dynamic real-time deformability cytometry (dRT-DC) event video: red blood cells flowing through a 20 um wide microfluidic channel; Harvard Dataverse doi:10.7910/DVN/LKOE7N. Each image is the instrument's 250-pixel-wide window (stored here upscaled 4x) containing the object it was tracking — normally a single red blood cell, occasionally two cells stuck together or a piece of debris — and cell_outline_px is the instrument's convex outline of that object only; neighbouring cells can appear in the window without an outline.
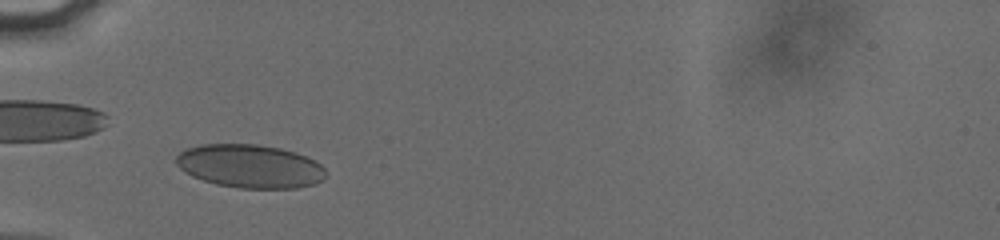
{"species": "human", "species_latin": "Homo sapiens", "temperature_condition": "cold", "stored_images_in_passage": 38, "camera_frame_rate_fps": 3000, "um_per_image_px": 0.085, "donor": {"sex": "male"}, "frame": {"image": 1, "passage_image": 6, "time_ms": 1.667, "image_size_px": [1000, 240], "cell_outline_px": [[328, 176], [324, 180], [312, 184], [296, 188], [240, 188], [216, 184], [192, 176], [180, 168], [176, 164], [176, 156], [180, 152], [188, 148], [200, 144], [256, 144], [280, 148], [296, 152], [308, 156], [316, 160], [328, 172]], "centroid_in_image_um": [21.3, 14.12], "position_along_channel_um": 63.7, "area_um2": 38.09}}
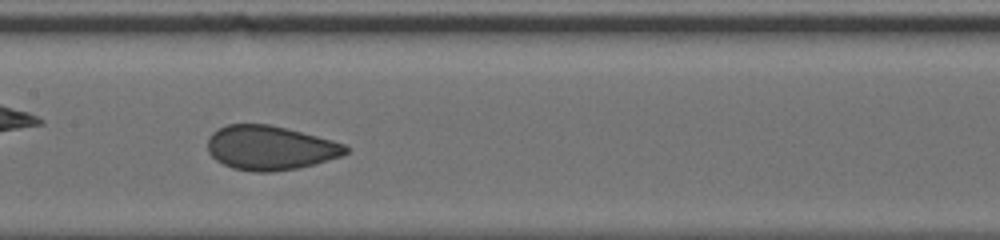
{"frame": {"image": 2, "passage_image": 16, "time_ms": 5.0, "image_size_px": [1000, 240], "cell_outline_px": [[348, 152], [340, 156], [312, 164], [296, 168], [272, 172], [256, 172], [232, 168], [216, 160], [208, 152], [208, 140], [212, 132], [228, 124], [268, 124], [332, 140], [344, 144], [348, 148]], "centroid_in_image_um": [22.92, 12.57], "position_along_channel_um": 184.5, "area_um2": 35.14}}
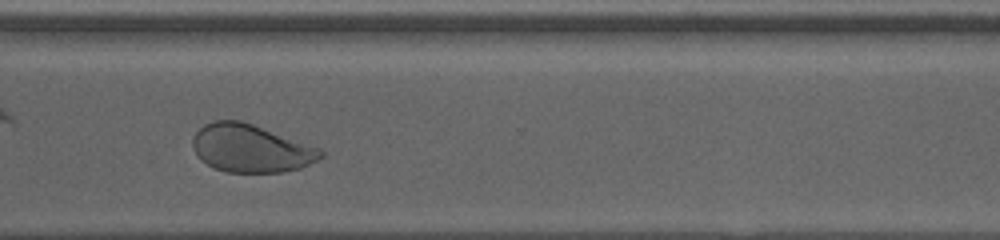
{"frame": {"image": 3, "passage_image": 29, "time_ms": 9.333, "image_size_px": [1000, 240], "cell_outline_px": [[324, 156], [300, 168], [280, 172], [228, 172], [216, 168], [200, 160], [196, 156], [192, 144], [192, 140], [196, 132], [204, 124], [212, 120], [240, 120], [252, 124], [320, 148], [324, 152]], "centroid_in_image_um": [21.29, 12.6], "position_along_channel_um": 349.3, "area_um2": 35.49}}